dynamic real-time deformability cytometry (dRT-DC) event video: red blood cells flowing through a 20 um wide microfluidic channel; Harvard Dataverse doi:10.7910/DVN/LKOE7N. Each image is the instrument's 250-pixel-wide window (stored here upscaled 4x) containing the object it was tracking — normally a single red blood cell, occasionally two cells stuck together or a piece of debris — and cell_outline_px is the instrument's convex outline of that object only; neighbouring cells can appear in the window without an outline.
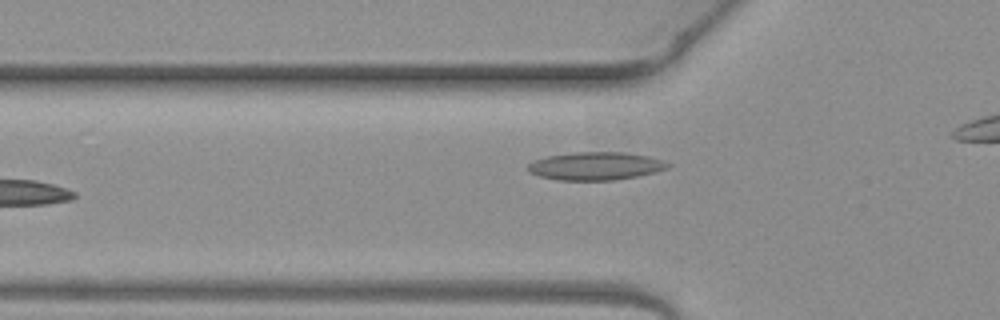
{"species": "common noctule bat (a hibernating species)", "species_latin": "Nyctalus noctula", "temperature_condition": "warm", "stored_images_in_passage": 6, "camera_frame_rate_fps": 3000, "um_per_image_px": 0.085, "animal": {"sex": "female", "body_mass_g": 19.3, "forearm_length_mm": 54.1}, "frame": {"image": 1, "passage_image": 4, "time_ms": 1.0, "image_size_px": [1000, 320], "cell_outline_px": [[672, 164], [668, 168], [656, 172], [636, 176], [612, 180], [560, 180], [540, 176], [528, 172], [528, 164], [532, 160], [548, 156], [576, 152], [624, 152], [648, 156], [664, 160]], "centroid_in_image_um": [50.64, 14.1], "position_along_channel_um": 75.2, "area_um2": 22.83}}